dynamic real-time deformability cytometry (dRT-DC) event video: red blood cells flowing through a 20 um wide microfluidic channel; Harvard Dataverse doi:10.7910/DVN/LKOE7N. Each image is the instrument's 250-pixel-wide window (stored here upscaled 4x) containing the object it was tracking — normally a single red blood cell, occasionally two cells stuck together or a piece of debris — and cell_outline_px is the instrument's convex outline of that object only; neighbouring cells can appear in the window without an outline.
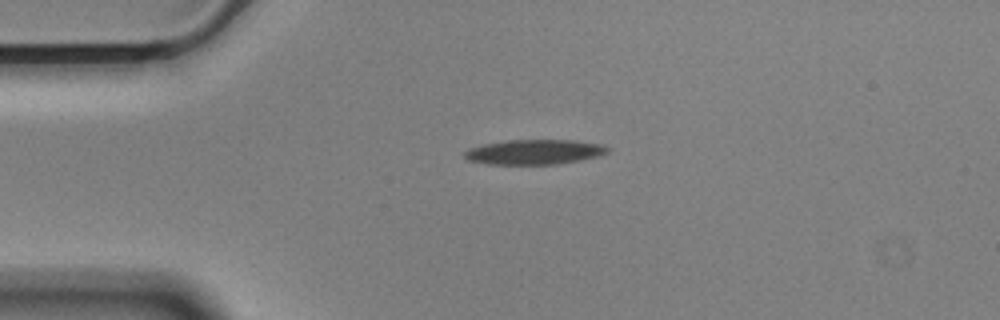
{"species": "Egyptian fruit bat (a non-hibernating species)", "species_latin": "Rousettus aegyptiacus", "temperature_condition": "cold", "stored_images_in_passage": 44, "camera_frame_rate_fps": 3000, "um_per_image_px": 0.085, "animal": {"sex": "male"}, "frame": {"image": 1, "passage_image": 1, "time_ms": 0.0, "image_size_px": [1000, 320], "cell_outline_px": [[608, 152], [600, 156], [560, 164], [488, 164], [468, 160], [464, 156], [464, 152], [468, 148], [484, 144], [508, 140], [576, 140], [604, 144], [608, 148]], "centroid_in_image_um": [45.45, 12.91], "position_along_channel_um": 39.5, "area_um2": 20.87}}
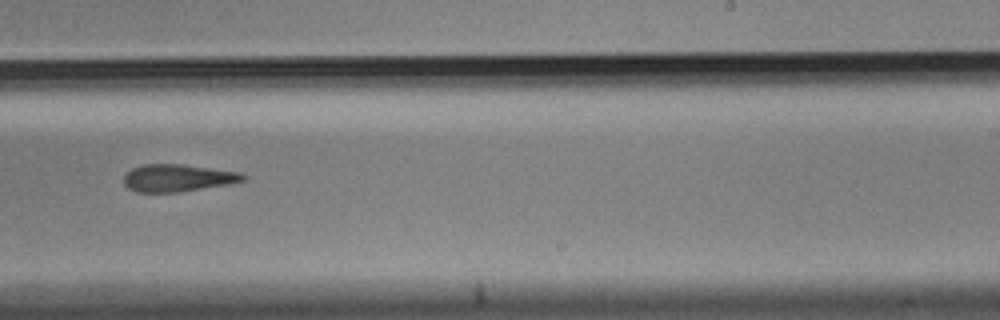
{"frame": {"image": 2, "passage_image": 23, "time_ms": 7.333, "image_size_px": [1000, 320], "cell_outline_px": [[248, 176], [244, 180], [232, 184], [180, 192], [136, 192], [128, 188], [124, 184], [124, 176], [132, 168], [144, 164], [184, 164], [240, 172]], "centroid_in_image_um": [15.14, 15.13], "position_along_channel_um": 273.9, "area_um2": 19.19}}
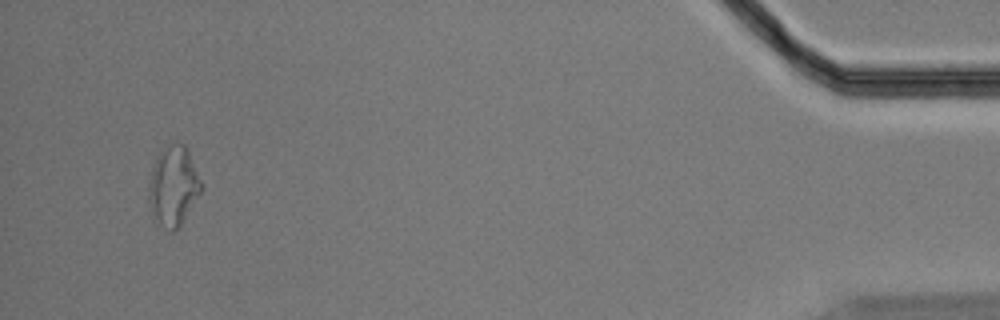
{"frame": {"image": 3, "passage_image": 42, "time_ms": 13.667, "image_size_px": [1000, 320], "cell_outline_px": [[204, 188], [180, 224], [172, 232], [168, 232], [152, 216], [148, 204], [148, 196], [152, 168], [156, 156], [160, 148], [168, 144], [184, 144], [188, 148], [204, 184]], "centroid_in_image_um": [14.75, 15.78], "position_along_channel_um": 420.5, "area_um2": 24.74}}